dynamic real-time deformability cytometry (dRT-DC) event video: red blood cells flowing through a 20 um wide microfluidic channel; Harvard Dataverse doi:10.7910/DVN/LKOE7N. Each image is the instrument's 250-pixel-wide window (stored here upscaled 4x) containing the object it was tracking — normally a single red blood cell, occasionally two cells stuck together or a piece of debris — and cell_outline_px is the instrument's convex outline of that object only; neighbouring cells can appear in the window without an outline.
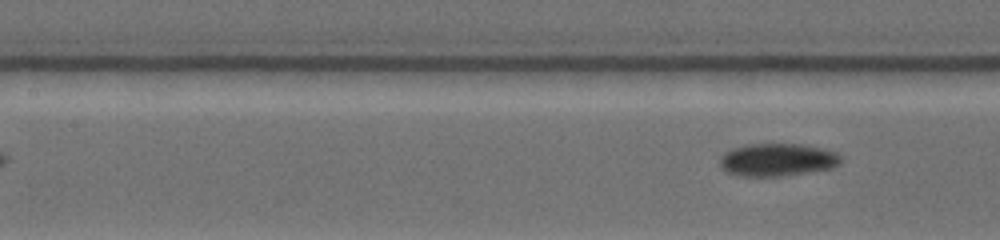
{"species": "common noctule bat (a hibernating species)", "species_latin": "Nyctalus noctula", "temperature_condition": "warm", "stored_images_in_passage": 8, "segment_of_instrument_passage": [2, 2], "camera_frame_rate_fps": 4500, "um_per_image_px": 0.085, "animal": {"sex": "female", "body_mass_g": 19.0, "forearm_length_mm": 53.3}, "frame": {"image": 1, "passage_image": 8, "time_ms": 6.444, "image_size_px": [1000, 240], "cell_outline_px": [[840, 160], [832, 168], [780, 176], [740, 176], [728, 172], [720, 164], [720, 156], [724, 152], [732, 148], [748, 144], [800, 144], [824, 148], [836, 152], [840, 156]], "centroid_in_image_um": [66.05, 13.57], "position_along_channel_um": 141.4, "area_um2": 22.89}}